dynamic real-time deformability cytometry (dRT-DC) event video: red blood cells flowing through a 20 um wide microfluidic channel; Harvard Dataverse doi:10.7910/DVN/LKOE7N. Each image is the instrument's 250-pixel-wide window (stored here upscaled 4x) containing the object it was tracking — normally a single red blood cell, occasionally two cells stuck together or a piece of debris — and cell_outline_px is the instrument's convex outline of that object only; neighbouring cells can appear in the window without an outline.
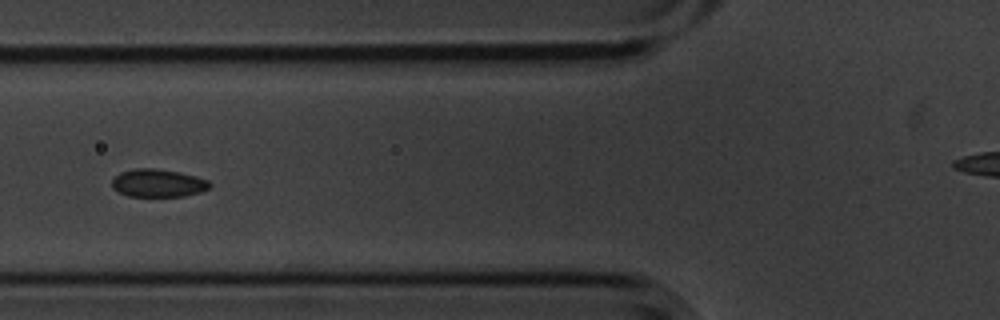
{"species": "common noctule bat (a hibernating species)", "species_latin": "Nyctalus noctula", "temperature_condition": "cold", "stored_images_in_passage": 8, "segment_of_instrument_passage": [1, 2], "camera_frame_rate_fps": 3000, "um_per_image_px": 0.085, "animal": {"sex": "male", "body_mass_g": 20.1, "forearm_length_mm": 53.5}, "frame": {"image": 1, "passage_image": 6, "time_ms": 1.667, "image_size_px": [1000, 320], "cell_outline_px": [[212, 184], [208, 188], [200, 192], [184, 196], [128, 196], [116, 192], [112, 188], [112, 180], [120, 172], [136, 168], [156, 168], [180, 172], [196, 176], [208, 180]], "centroid_in_image_um": [13.41, 15.56], "position_along_channel_um": 112.4, "area_um2": 16.01}}
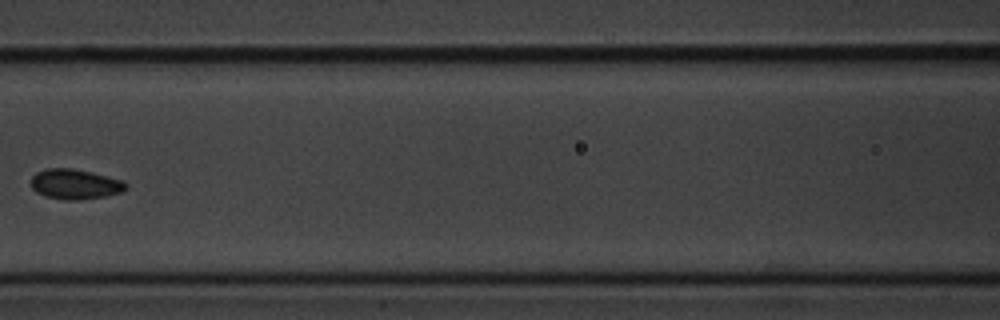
{"frame": {"image": 2, "passage_image": 7, "time_ms": 2.0, "image_size_px": [1000, 320], "cell_outline_px": [[128, 188], [120, 192], [108, 196], [80, 200], [64, 200], [44, 196], [36, 192], [32, 188], [32, 176], [36, 172], [48, 168], [72, 168], [92, 172], [124, 180], [128, 184]], "centroid_in_image_um": [6.41, 15.66], "position_along_channel_um": 160.2, "area_um2": 16.88}}